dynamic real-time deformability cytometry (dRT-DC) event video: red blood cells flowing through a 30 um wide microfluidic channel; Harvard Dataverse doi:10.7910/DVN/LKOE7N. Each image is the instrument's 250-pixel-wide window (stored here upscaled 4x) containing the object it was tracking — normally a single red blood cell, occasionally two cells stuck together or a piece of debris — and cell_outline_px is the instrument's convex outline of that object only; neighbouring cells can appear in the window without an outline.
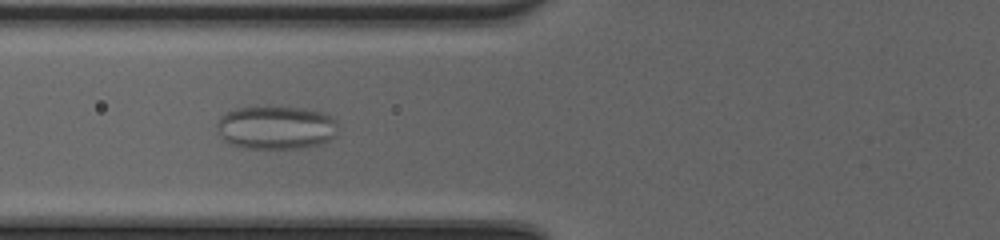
{"species": "common noctule bat (a hibernating species)", "species_latin": "Nyctalus noctula", "temperature_condition": "cold", "stored_images_in_passage": 38, "camera_frame_rate_fps": 3000, "um_per_image_px": 0.085, "animal": {"sex": "female", "body_mass_g": 20.0, "forearm_length_mm": 54.0}, "frame": {"image": 1, "passage_image": 7, "time_ms": 2.0, "image_size_px": [1000, 240], "cell_outline_px": [[336, 124], [332, 136], [324, 144], [300, 148], [244, 148], [232, 144], [224, 140], [216, 132], [216, 124], [220, 116], [224, 112], [236, 108], [280, 104], [304, 108], [324, 112], [336, 120]], "centroid_in_image_um": [23.4, 10.79], "position_along_channel_um": 102.4, "area_um2": 31.44}}